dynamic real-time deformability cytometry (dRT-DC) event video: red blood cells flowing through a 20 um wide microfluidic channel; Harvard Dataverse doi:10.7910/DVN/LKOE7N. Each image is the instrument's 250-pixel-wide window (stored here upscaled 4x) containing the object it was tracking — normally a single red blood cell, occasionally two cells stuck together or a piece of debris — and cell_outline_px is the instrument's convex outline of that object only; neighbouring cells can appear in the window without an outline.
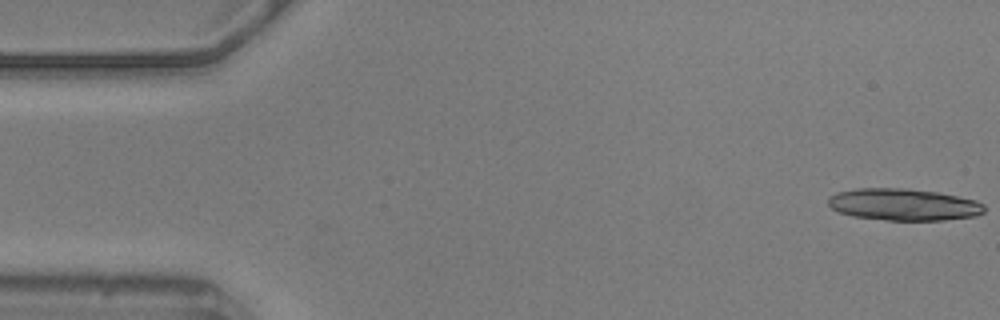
{"species": "common noctule bat (a hibernating species)", "species_latin": "Nyctalus noctula", "temperature_condition": "warm", "stored_images_in_passage": 4, "camera_frame_rate_fps": 3000, "um_per_image_px": 0.085, "animal": {"sex": "male", "body_mass_g": 20.5, "forearm_length_mm": 52.5}, "frame": {"image": 1, "passage_image": 1, "time_ms": 0.0, "image_size_px": [1000, 320], "cell_outline_px": [[984, 212], [976, 216], [944, 220], [888, 220], [852, 216], [840, 212], [832, 208], [828, 204], [828, 196], [836, 192], [856, 188], [908, 188], [936, 192], [976, 200], [984, 204]], "centroid_in_image_um": [76.79, 17.38], "position_along_channel_um": 8.2, "area_um2": 29.07}}